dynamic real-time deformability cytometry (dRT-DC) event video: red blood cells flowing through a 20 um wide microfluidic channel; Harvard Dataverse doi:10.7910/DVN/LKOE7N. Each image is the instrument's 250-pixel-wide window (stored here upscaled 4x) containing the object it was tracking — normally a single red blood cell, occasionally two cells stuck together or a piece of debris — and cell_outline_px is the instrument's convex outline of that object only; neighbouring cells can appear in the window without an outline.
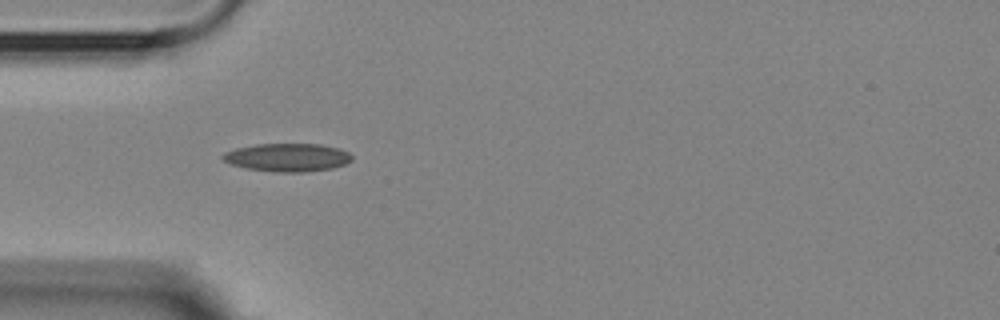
{"species": "Egyptian fruit bat (a non-hibernating species)", "species_latin": "Rousettus aegyptiacus", "temperature_condition": "room temperature", "stored_images_in_passage": 1, "camera_frame_rate_fps": 3000, "um_per_image_px": 0.085, "animal": {"sex": "female"}, "frame": {"image": 1, "passage_image": 1, "time_ms": 0.0, "image_size_px": [1000, 320], "cell_outline_px": [[352, 160], [344, 164], [332, 168], [304, 172], [272, 172], [244, 168], [232, 164], [224, 160], [220, 156], [224, 152], [236, 148], [256, 144], [320, 144], [340, 148], [348, 152], [352, 156]], "centroid_in_image_um": [24.42, 13.38], "position_along_channel_um": 60.6, "area_um2": 21.27}}